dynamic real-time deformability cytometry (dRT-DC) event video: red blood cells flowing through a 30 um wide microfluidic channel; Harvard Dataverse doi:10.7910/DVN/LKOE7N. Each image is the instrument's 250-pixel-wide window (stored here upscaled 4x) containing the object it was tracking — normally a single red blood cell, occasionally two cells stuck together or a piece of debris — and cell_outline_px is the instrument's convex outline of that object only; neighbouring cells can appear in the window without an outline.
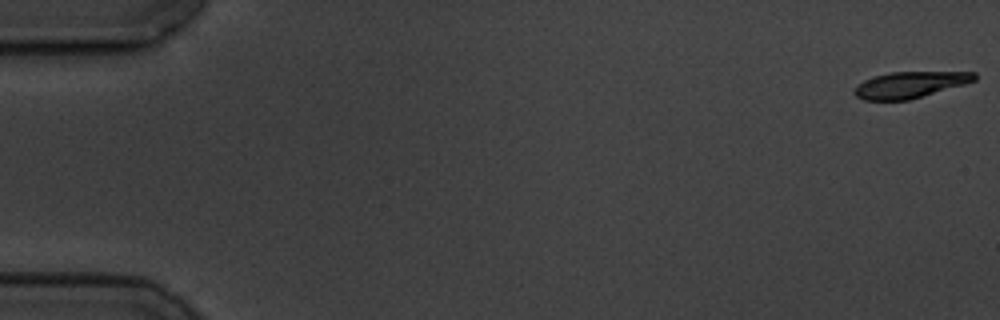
{"species": "common noctule bat (a hibernating species)", "species_latin": "Nyctalus noctula", "temperature_condition": "cold", "stored_images_in_passage": 4, "camera_frame_rate_fps": 3000, "um_per_image_px": 0.085, "animal": {"sex": "male", "body_mass_g": 19.5, "forearm_length_mm": 54.6}, "frame": {"image": 1, "passage_image": 1, "time_ms": 0.0, "image_size_px": [1000, 320], "cell_outline_px": [[976, 80], [964, 84], [908, 100], [864, 100], [856, 96], [852, 92], [856, 84], [872, 76], [892, 72], [976, 72]], "centroid_in_image_um": [77.29, 7.2], "position_along_channel_um": 7.7, "area_um2": 18.32}}